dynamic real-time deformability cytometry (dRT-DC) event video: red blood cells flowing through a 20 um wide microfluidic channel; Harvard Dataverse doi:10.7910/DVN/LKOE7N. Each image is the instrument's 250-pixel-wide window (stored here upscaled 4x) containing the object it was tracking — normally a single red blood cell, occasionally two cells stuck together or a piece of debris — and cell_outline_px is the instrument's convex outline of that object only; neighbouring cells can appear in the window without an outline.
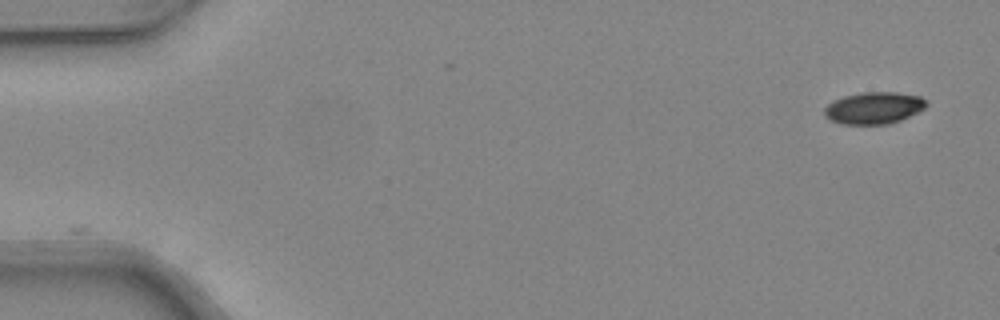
{"species": "common noctule bat (a hibernating species)", "species_latin": "Nyctalus noctula", "temperature_condition": "warm", "stored_images_in_passage": 4, "camera_frame_rate_fps": 3000, "um_per_image_px": 0.085, "animal": {"sex": "female", "body_mass_g": 24.6, "forearm_length_mm": 56.2}, "frame": {"image": 1, "passage_image": 1, "time_ms": 0.0, "image_size_px": [1000, 320], "cell_outline_px": [[928, 104], [924, 108], [900, 120], [888, 124], [840, 124], [828, 120], [824, 116], [824, 108], [828, 104], [844, 96], [864, 92], [896, 92], [920, 96]], "centroid_in_image_um": [74.24, 9.18], "position_along_channel_um": 10.8, "area_um2": 18.84}}